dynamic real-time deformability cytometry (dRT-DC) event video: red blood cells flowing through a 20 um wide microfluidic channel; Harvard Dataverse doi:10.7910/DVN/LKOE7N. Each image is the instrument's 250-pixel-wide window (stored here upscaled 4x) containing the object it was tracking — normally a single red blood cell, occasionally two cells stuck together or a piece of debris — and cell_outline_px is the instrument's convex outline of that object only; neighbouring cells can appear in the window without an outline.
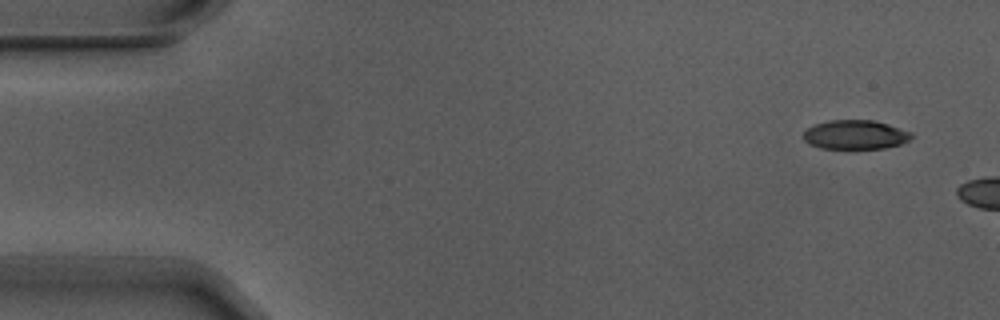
{"species": "Egyptian fruit bat (a non-hibernating species)", "species_latin": "Rousettus aegyptiacus", "temperature_condition": "warm", "stored_images_in_passage": 3, "camera_frame_rate_fps": 3000, "um_per_image_px": 0.085, "animal": {"sex": "male"}, "frame": {"image": 1, "passage_image": 1, "time_ms": 0.0, "image_size_px": [1000, 320], "cell_outline_px": [[912, 136], [908, 140], [900, 144], [884, 148], [820, 148], [808, 144], [804, 140], [804, 132], [808, 128], [816, 124], [828, 120], [872, 120], [888, 124], [912, 132]], "centroid_in_image_um": [72.69, 11.44], "position_along_channel_um": 12.3, "area_um2": 18.21}}